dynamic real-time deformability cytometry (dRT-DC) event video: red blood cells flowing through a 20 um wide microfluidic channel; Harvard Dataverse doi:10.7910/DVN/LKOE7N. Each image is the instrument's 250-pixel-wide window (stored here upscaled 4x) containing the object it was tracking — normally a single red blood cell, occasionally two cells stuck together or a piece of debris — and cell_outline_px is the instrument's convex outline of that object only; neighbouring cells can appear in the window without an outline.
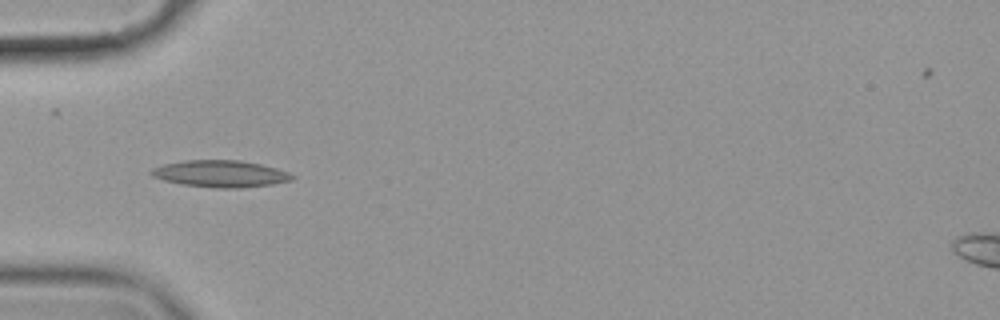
{"species": "common noctule bat (a hibernating species)", "species_latin": "Nyctalus noctula", "temperature_condition": "cold", "stored_images_in_passage": 41, "camera_frame_rate_fps": 3000, "um_per_image_px": 0.085, "animal": {"sex": "female", "body_mass_g": 19.9}, "frame": {"image": 1, "passage_image": 3, "time_ms": 0.667, "image_size_px": [1000, 320], "cell_outline_px": [[296, 176], [292, 180], [272, 184], [240, 188], [216, 188], [180, 184], [164, 180], [152, 176], [148, 172], [152, 168], [164, 164], [184, 160], [240, 160], [260, 164], [276, 168], [288, 172]], "centroid_in_image_um": [18.73, 14.77], "position_along_channel_um": 66.3, "area_um2": 22.08}}
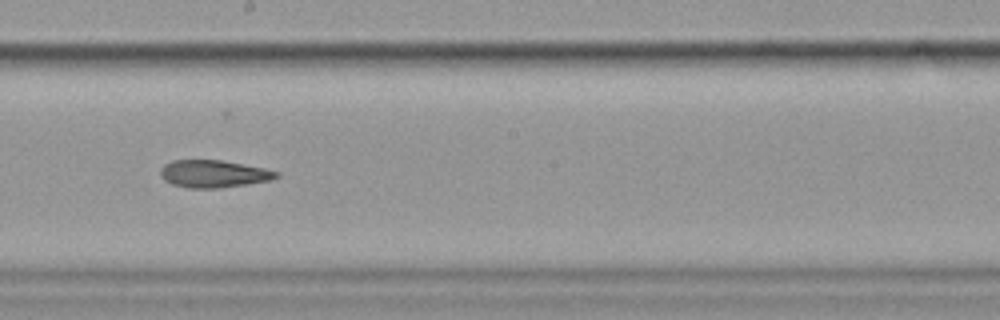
{"frame": {"image": 2, "passage_image": 17, "time_ms": 5.333, "image_size_px": [1000, 320], "cell_outline_px": [[280, 176], [272, 180], [248, 184], [220, 188], [188, 188], [172, 184], [164, 180], [160, 176], [160, 168], [164, 164], [172, 160], [220, 160], [264, 168], [280, 172]], "centroid_in_image_um": [18.15, 14.78], "position_along_channel_um": 230.0, "area_um2": 18.67}}
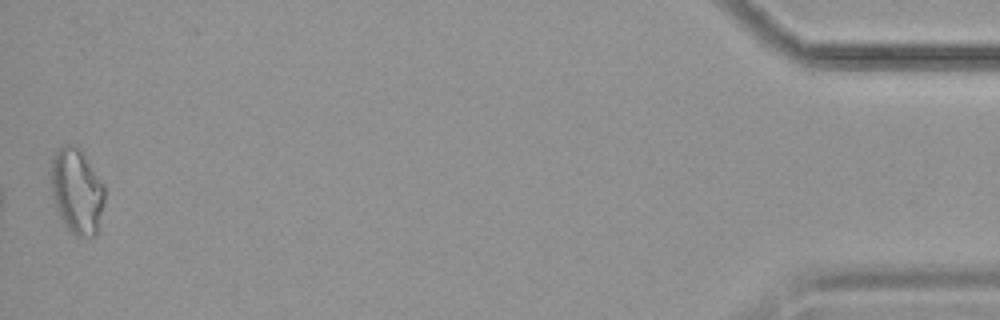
{"frame": {"image": 3, "passage_image": 41, "time_ms": 13.333, "image_size_px": [1000, 320], "cell_outline_px": [[104, 200], [96, 236], [76, 236], [60, 220], [52, 196], [48, 176], [48, 172], [52, 156], [64, 144], [76, 144], [80, 148], [104, 188]], "centroid_in_image_um": [6.46, 16.22], "position_along_channel_um": 428.7, "area_um2": 26.88}, "authors_computed_cell_mechanics": {"area_um2": 19.4786, "velocity_mm_per_s": 3.5481, "shape_relaxation_time_tau1_ms": null, "shape_relaxation_time_tau2_ms": 9.6556, "deformation_change_tau1": null, "deformation_change_tau2": 0.2154}}